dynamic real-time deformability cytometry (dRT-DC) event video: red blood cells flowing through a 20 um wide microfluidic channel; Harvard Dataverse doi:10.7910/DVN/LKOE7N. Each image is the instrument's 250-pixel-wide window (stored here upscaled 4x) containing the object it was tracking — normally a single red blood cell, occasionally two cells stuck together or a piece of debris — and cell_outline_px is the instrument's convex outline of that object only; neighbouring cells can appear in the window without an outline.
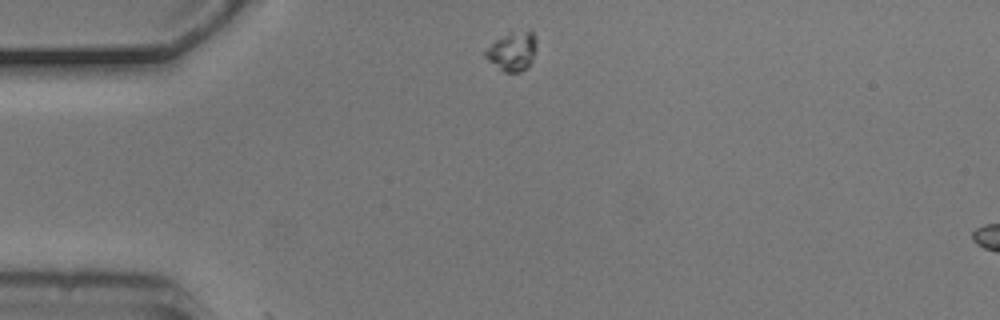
{"species": "common noctule bat (a hibernating species)", "species_latin": "Nyctalus noctula", "temperature_condition": "cold", "stored_images_in_passage": 3, "camera_frame_rate_fps": 3000, "um_per_image_px": 0.085, "animal": {"sex": "male", "body_mass_g": 20.5, "forearm_length_mm": 52.5}, "frame": {"image": 1, "passage_image": 1, "time_ms": 0.0, "image_size_px": [1000, 320], "cell_outline_px": [[536, 48], [532, 60], [528, 68], [520, 72], [500, 72], [484, 56], [484, 52], [496, 40], [504, 36], [528, 32], [532, 32], [536, 40]], "centroid_in_image_um": [43.54, 4.46], "position_along_channel_um": 41.5, "area_um2": 11.21}}